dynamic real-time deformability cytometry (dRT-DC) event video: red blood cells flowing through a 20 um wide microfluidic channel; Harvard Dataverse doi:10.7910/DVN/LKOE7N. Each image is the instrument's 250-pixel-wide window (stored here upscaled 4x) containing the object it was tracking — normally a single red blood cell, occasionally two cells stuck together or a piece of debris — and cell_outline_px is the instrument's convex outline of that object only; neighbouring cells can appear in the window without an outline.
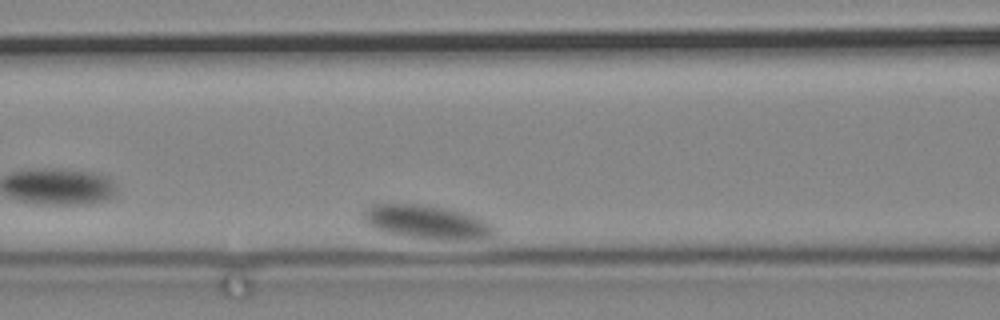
{"species": "common noctule bat (a hibernating species)", "species_latin": "Nyctalus noctula", "temperature_condition": "cold", "stored_images_in_passage": 46, "camera_frame_rate_fps": 3000, "um_per_image_px": 0.085, "animal": {"sex": "male", "body_mass_g": 19.2, "forearm_length_mm": 51.8}, "frame": {"image": 1, "passage_image": 12, "time_ms": 3.667, "image_size_px": [1000, 320], "cell_outline_px": [[496, 228], [492, 236], [472, 240], [444, 240], [412, 236], [384, 232], [372, 228], [360, 220], [360, 216], [372, 204], [416, 204], [452, 208], [480, 216], [492, 224]], "centroid_in_image_um": [36.31, 18.86], "position_along_channel_um": 130.3, "area_um2": 26.24}}
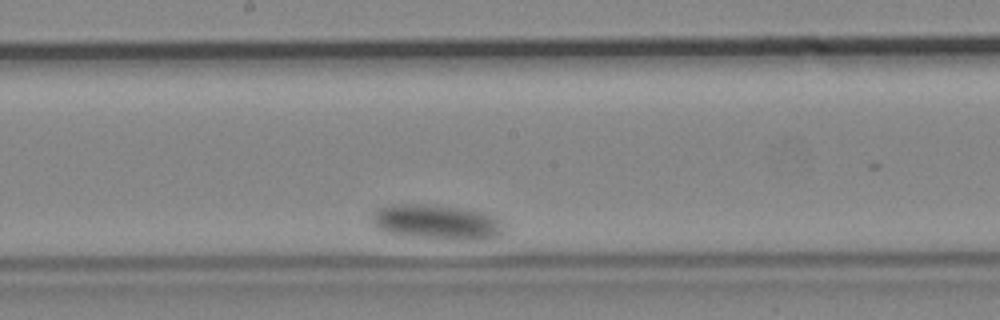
{"frame": {"image": 2, "passage_image": 24, "time_ms": 7.667, "image_size_px": [1000, 320], "cell_outline_px": [[504, 232], [500, 236], [480, 240], [452, 240], [408, 236], [384, 232], [376, 228], [372, 224], [372, 212], [376, 208], [384, 204], [424, 204], [460, 208], [484, 212], [500, 220], [504, 228]], "centroid_in_image_um": [37.08, 18.88], "position_along_channel_um": 211.1, "area_um2": 27.4}}
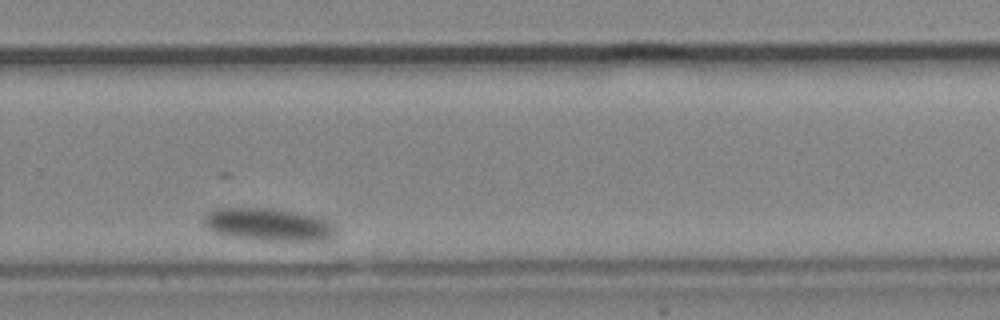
{"frame": {"image": 3, "passage_image": 37, "time_ms": 12.0, "image_size_px": [1000, 320], "cell_outline_px": [[336, 232], [332, 236], [324, 240], [260, 240], [232, 236], [216, 232], [204, 224], [204, 216], [208, 212], [216, 208], [264, 208], [292, 212], [312, 216], [324, 220], [332, 224]], "centroid_in_image_um": [22.77, 19.08], "position_along_channel_um": 307.0, "area_um2": 24.28}}